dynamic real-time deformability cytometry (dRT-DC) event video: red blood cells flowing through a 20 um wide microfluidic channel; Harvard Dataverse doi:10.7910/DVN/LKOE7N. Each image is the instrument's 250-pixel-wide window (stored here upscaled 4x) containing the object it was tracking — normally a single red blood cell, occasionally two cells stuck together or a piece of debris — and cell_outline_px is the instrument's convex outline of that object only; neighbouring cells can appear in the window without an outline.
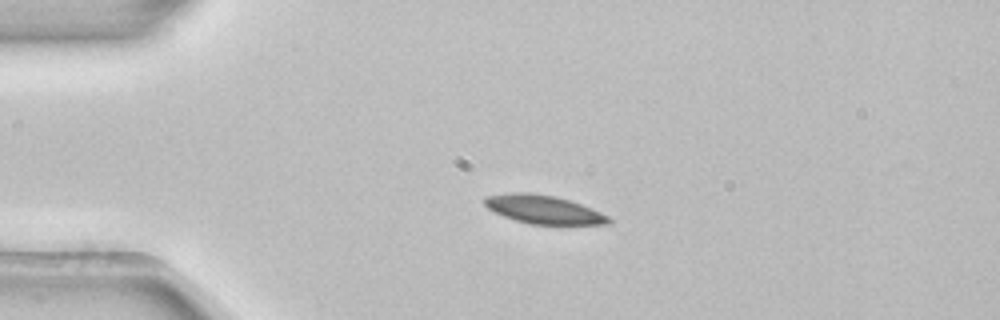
{"species": "common noctule bat (a hibernating species)", "species_latin": "Nyctalus noctula", "temperature_condition": "room temperature", "stored_images_in_passage": 2, "camera_frame_rate_fps": 3000, "um_per_image_px": 0.085, "animal": {"sex": "female", "body_mass_g": 22.7, "forearm_length_mm": 54.2}, "frame": {"image": 1, "passage_image": 1, "time_ms": 0.0, "image_size_px": [1000, 320], "cell_outline_px": [[612, 224], [528, 224], [504, 216], [488, 208], [484, 204], [484, 196], [508, 192], [532, 192], [556, 196], [592, 208], [608, 216], [612, 220]], "centroid_in_image_um": [46.19, 17.79], "position_along_channel_um": 38.8, "area_um2": 20.63}}
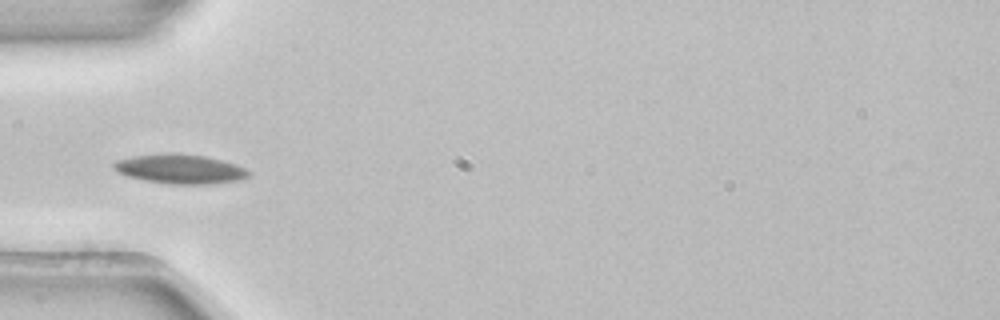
{"frame": {"image": 2, "passage_image": 2, "time_ms": 0.333, "image_size_px": [1000, 320], "cell_outline_px": [[252, 172], [248, 176], [240, 180], [212, 184], [168, 184], [144, 180], [128, 176], [112, 168], [112, 164], [116, 160], [136, 156], [164, 152], [172, 152], [204, 156], [236, 164]], "centroid_in_image_um": [15.31, 14.36], "position_along_channel_um": 69.7, "area_um2": 23.18}}